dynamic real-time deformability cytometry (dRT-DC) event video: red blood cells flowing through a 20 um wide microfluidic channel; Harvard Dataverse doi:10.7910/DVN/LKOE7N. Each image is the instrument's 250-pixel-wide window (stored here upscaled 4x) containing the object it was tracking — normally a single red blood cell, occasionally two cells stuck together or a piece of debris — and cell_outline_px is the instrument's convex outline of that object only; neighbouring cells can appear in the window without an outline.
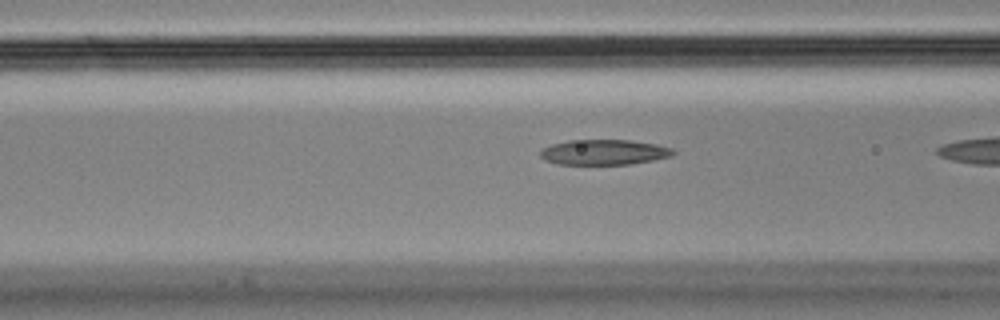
{"species": "Egyptian fruit bat (a non-hibernating species)", "species_latin": "Rousettus aegyptiacus", "temperature_condition": "cold", "stored_images_in_passage": 38, "camera_frame_rate_fps": 3000, "um_per_image_px": 0.085, "animal": {"sex": "male"}, "frame": {"image": 1, "passage_image": 16, "time_ms": 5.0, "image_size_px": [1000, 320], "cell_outline_px": [[676, 152], [672, 156], [652, 160], [628, 164], [556, 164], [544, 160], [540, 156], [540, 148], [552, 144], [568, 140], [628, 140], [656, 144], [672, 148]], "centroid_in_image_um": [51.3, 12.93], "position_along_channel_um": 115.3, "area_um2": 19.59}}
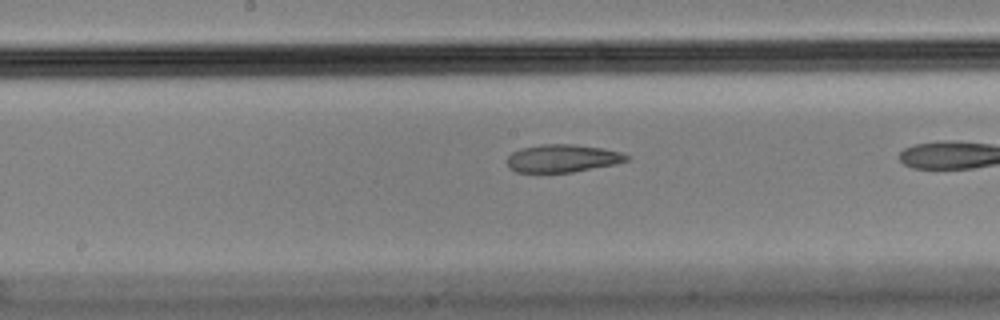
{"frame": {"image": 2, "passage_image": 23, "time_ms": 7.333, "image_size_px": [1000, 320], "cell_outline_px": [[628, 160], [616, 164], [572, 172], [516, 172], [508, 168], [508, 156], [512, 152], [520, 148], [540, 144], [576, 144], [604, 148], [620, 152], [628, 156]], "centroid_in_image_um": [47.8, 13.45], "position_along_channel_um": 200.4, "area_um2": 19.42}}
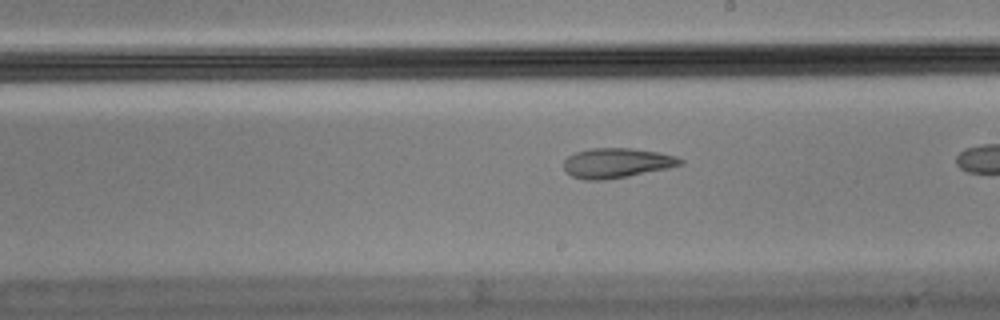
{"frame": {"image": 3, "passage_image": 26, "time_ms": 8.333, "image_size_px": [1000, 320], "cell_outline_px": [[684, 164], [668, 168], [628, 176], [600, 180], [584, 180], [572, 176], [564, 168], [564, 160], [568, 156], [576, 152], [592, 148], [632, 148], [660, 152], [676, 156], [684, 160]], "centroid_in_image_um": [52.45, 13.84], "position_along_channel_um": 236.6, "area_um2": 20.23}}